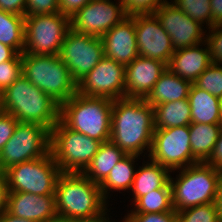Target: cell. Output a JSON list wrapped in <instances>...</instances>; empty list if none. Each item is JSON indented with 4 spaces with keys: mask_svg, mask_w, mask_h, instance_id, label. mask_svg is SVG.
Wrapping results in <instances>:
<instances>
[{
    "mask_svg": "<svg viewBox=\"0 0 222 222\" xmlns=\"http://www.w3.org/2000/svg\"><path fill=\"white\" fill-rule=\"evenodd\" d=\"M153 133V107L145 99L124 97L113 100L110 140L118 148L126 154L140 156L144 153L143 158L148 157Z\"/></svg>",
    "mask_w": 222,
    "mask_h": 222,
    "instance_id": "1",
    "label": "cell"
},
{
    "mask_svg": "<svg viewBox=\"0 0 222 222\" xmlns=\"http://www.w3.org/2000/svg\"><path fill=\"white\" fill-rule=\"evenodd\" d=\"M55 202L58 218L74 222L94 220L110 212L99 184L82 173L59 175L55 187Z\"/></svg>",
    "mask_w": 222,
    "mask_h": 222,
    "instance_id": "2",
    "label": "cell"
},
{
    "mask_svg": "<svg viewBox=\"0 0 222 222\" xmlns=\"http://www.w3.org/2000/svg\"><path fill=\"white\" fill-rule=\"evenodd\" d=\"M0 110L18 122H32L51 130L60 120V105L23 75L0 93Z\"/></svg>",
    "mask_w": 222,
    "mask_h": 222,
    "instance_id": "3",
    "label": "cell"
},
{
    "mask_svg": "<svg viewBox=\"0 0 222 222\" xmlns=\"http://www.w3.org/2000/svg\"><path fill=\"white\" fill-rule=\"evenodd\" d=\"M113 100L78 92L60 106V120L70 129L106 142L111 138Z\"/></svg>",
    "mask_w": 222,
    "mask_h": 222,
    "instance_id": "4",
    "label": "cell"
},
{
    "mask_svg": "<svg viewBox=\"0 0 222 222\" xmlns=\"http://www.w3.org/2000/svg\"><path fill=\"white\" fill-rule=\"evenodd\" d=\"M175 171L180 172L175 178L170 174L169 182L176 212L215 202L222 172L205 162Z\"/></svg>",
    "mask_w": 222,
    "mask_h": 222,
    "instance_id": "5",
    "label": "cell"
},
{
    "mask_svg": "<svg viewBox=\"0 0 222 222\" xmlns=\"http://www.w3.org/2000/svg\"><path fill=\"white\" fill-rule=\"evenodd\" d=\"M22 75L60 106L77 93V83L59 55L22 53Z\"/></svg>",
    "mask_w": 222,
    "mask_h": 222,
    "instance_id": "6",
    "label": "cell"
},
{
    "mask_svg": "<svg viewBox=\"0 0 222 222\" xmlns=\"http://www.w3.org/2000/svg\"><path fill=\"white\" fill-rule=\"evenodd\" d=\"M101 144L68 128L61 120L50 130V152L61 173H82Z\"/></svg>",
    "mask_w": 222,
    "mask_h": 222,
    "instance_id": "7",
    "label": "cell"
},
{
    "mask_svg": "<svg viewBox=\"0 0 222 222\" xmlns=\"http://www.w3.org/2000/svg\"><path fill=\"white\" fill-rule=\"evenodd\" d=\"M4 173L9 192L55 195L56 182L61 171L49 152L42 158L13 165Z\"/></svg>",
    "mask_w": 222,
    "mask_h": 222,
    "instance_id": "8",
    "label": "cell"
},
{
    "mask_svg": "<svg viewBox=\"0 0 222 222\" xmlns=\"http://www.w3.org/2000/svg\"><path fill=\"white\" fill-rule=\"evenodd\" d=\"M50 152V130L32 122H17L13 135L0 151V171L42 158Z\"/></svg>",
    "mask_w": 222,
    "mask_h": 222,
    "instance_id": "9",
    "label": "cell"
},
{
    "mask_svg": "<svg viewBox=\"0 0 222 222\" xmlns=\"http://www.w3.org/2000/svg\"><path fill=\"white\" fill-rule=\"evenodd\" d=\"M70 18L60 12L25 16V53L59 55Z\"/></svg>",
    "mask_w": 222,
    "mask_h": 222,
    "instance_id": "10",
    "label": "cell"
},
{
    "mask_svg": "<svg viewBox=\"0 0 222 222\" xmlns=\"http://www.w3.org/2000/svg\"><path fill=\"white\" fill-rule=\"evenodd\" d=\"M148 158L171 173L199 163L192 155L189 126L154 129Z\"/></svg>",
    "mask_w": 222,
    "mask_h": 222,
    "instance_id": "11",
    "label": "cell"
},
{
    "mask_svg": "<svg viewBox=\"0 0 222 222\" xmlns=\"http://www.w3.org/2000/svg\"><path fill=\"white\" fill-rule=\"evenodd\" d=\"M71 77L78 83L104 57L101 37L87 35L69 29L59 52Z\"/></svg>",
    "mask_w": 222,
    "mask_h": 222,
    "instance_id": "12",
    "label": "cell"
},
{
    "mask_svg": "<svg viewBox=\"0 0 222 222\" xmlns=\"http://www.w3.org/2000/svg\"><path fill=\"white\" fill-rule=\"evenodd\" d=\"M125 66L103 57L98 64L77 83V92L87 97L116 100L125 97Z\"/></svg>",
    "mask_w": 222,
    "mask_h": 222,
    "instance_id": "13",
    "label": "cell"
},
{
    "mask_svg": "<svg viewBox=\"0 0 222 222\" xmlns=\"http://www.w3.org/2000/svg\"><path fill=\"white\" fill-rule=\"evenodd\" d=\"M126 17L121 0L115 3L112 0H91L70 17V28L79 33L102 37Z\"/></svg>",
    "mask_w": 222,
    "mask_h": 222,
    "instance_id": "14",
    "label": "cell"
},
{
    "mask_svg": "<svg viewBox=\"0 0 222 222\" xmlns=\"http://www.w3.org/2000/svg\"><path fill=\"white\" fill-rule=\"evenodd\" d=\"M154 14L171 37L175 51L206 41L205 27L171 2H164L155 10Z\"/></svg>",
    "mask_w": 222,
    "mask_h": 222,
    "instance_id": "15",
    "label": "cell"
},
{
    "mask_svg": "<svg viewBox=\"0 0 222 222\" xmlns=\"http://www.w3.org/2000/svg\"><path fill=\"white\" fill-rule=\"evenodd\" d=\"M135 31L138 54L169 64L175 52L171 37L155 14H136Z\"/></svg>",
    "mask_w": 222,
    "mask_h": 222,
    "instance_id": "16",
    "label": "cell"
},
{
    "mask_svg": "<svg viewBox=\"0 0 222 222\" xmlns=\"http://www.w3.org/2000/svg\"><path fill=\"white\" fill-rule=\"evenodd\" d=\"M104 56L127 66L138 54L135 15L127 16L102 37Z\"/></svg>",
    "mask_w": 222,
    "mask_h": 222,
    "instance_id": "17",
    "label": "cell"
},
{
    "mask_svg": "<svg viewBox=\"0 0 222 222\" xmlns=\"http://www.w3.org/2000/svg\"><path fill=\"white\" fill-rule=\"evenodd\" d=\"M166 69L161 61L137 56L125 66V97L145 99Z\"/></svg>",
    "mask_w": 222,
    "mask_h": 222,
    "instance_id": "18",
    "label": "cell"
},
{
    "mask_svg": "<svg viewBox=\"0 0 222 222\" xmlns=\"http://www.w3.org/2000/svg\"><path fill=\"white\" fill-rule=\"evenodd\" d=\"M6 211L35 222H50L58 218L55 195L9 192Z\"/></svg>",
    "mask_w": 222,
    "mask_h": 222,
    "instance_id": "19",
    "label": "cell"
},
{
    "mask_svg": "<svg viewBox=\"0 0 222 222\" xmlns=\"http://www.w3.org/2000/svg\"><path fill=\"white\" fill-rule=\"evenodd\" d=\"M211 63L210 48L207 41H204L176 50L171 56L167 68L180 78L193 83Z\"/></svg>",
    "mask_w": 222,
    "mask_h": 222,
    "instance_id": "20",
    "label": "cell"
},
{
    "mask_svg": "<svg viewBox=\"0 0 222 222\" xmlns=\"http://www.w3.org/2000/svg\"><path fill=\"white\" fill-rule=\"evenodd\" d=\"M191 85L190 81L180 78L167 68L145 101L153 107L166 102L187 99Z\"/></svg>",
    "mask_w": 222,
    "mask_h": 222,
    "instance_id": "21",
    "label": "cell"
},
{
    "mask_svg": "<svg viewBox=\"0 0 222 222\" xmlns=\"http://www.w3.org/2000/svg\"><path fill=\"white\" fill-rule=\"evenodd\" d=\"M144 162V163H143ZM142 167L139 166L135 172L134 181L130 190L133 193L132 204L143 195L162 188L170 179L172 174L167 168L151 159L143 160ZM146 163V164H145Z\"/></svg>",
    "mask_w": 222,
    "mask_h": 222,
    "instance_id": "22",
    "label": "cell"
},
{
    "mask_svg": "<svg viewBox=\"0 0 222 222\" xmlns=\"http://www.w3.org/2000/svg\"><path fill=\"white\" fill-rule=\"evenodd\" d=\"M187 99L191 107V123H220L222 115L220 98L196 87L192 83Z\"/></svg>",
    "mask_w": 222,
    "mask_h": 222,
    "instance_id": "23",
    "label": "cell"
},
{
    "mask_svg": "<svg viewBox=\"0 0 222 222\" xmlns=\"http://www.w3.org/2000/svg\"><path fill=\"white\" fill-rule=\"evenodd\" d=\"M140 156L127 154L109 172L108 176L99 184L103 198L109 202L113 191L131 190L136 172L135 162ZM111 191V192H110Z\"/></svg>",
    "mask_w": 222,
    "mask_h": 222,
    "instance_id": "24",
    "label": "cell"
},
{
    "mask_svg": "<svg viewBox=\"0 0 222 222\" xmlns=\"http://www.w3.org/2000/svg\"><path fill=\"white\" fill-rule=\"evenodd\" d=\"M127 154L118 148L111 140L103 142L90 164L82 172L92 182L100 184L111 169Z\"/></svg>",
    "mask_w": 222,
    "mask_h": 222,
    "instance_id": "25",
    "label": "cell"
},
{
    "mask_svg": "<svg viewBox=\"0 0 222 222\" xmlns=\"http://www.w3.org/2000/svg\"><path fill=\"white\" fill-rule=\"evenodd\" d=\"M154 129L189 126L191 107L188 99L153 106Z\"/></svg>",
    "mask_w": 222,
    "mask_h": 222,
    "instance_id": "26",
    "label": "cell"
},
{
    "mask_svg": "<svg viewBox=\"0 0 222 222\" xmlns=\"http://www.w3.org/2000/svg\"><path fill=\"white\" fill-rule=\"evenodd\" d=\"M219 124L191 123L189 125L192 155L198 162H206L220 134Z\"/></svg>",
    "mask_w": 222,
    "mask_h": 222,
    "instance_id": "27",
    "label": "cell"
},
{
    "mask_svg": "<svg viewBox=\"0 0 222 222\" xmlns=\"http://www.w3.org/2000/svg\"><path fill=\"white\" fill-rule=\"evenodd\" d=\"M0 42L22 54L25 45V16L0 9Z\"/></svg>",
    "mask_w": 222,
    "mask_h": 222,
    "instance_id": "28",
    "label": "cell"
},
{
    "mask_svg": "<svg viewBox=\"0 0 222 222\" xmlns=\"http://www.w3.org/2000/svg\"><path fill=\"white\" fill-rule=\"evenodd\" d=\"M134 205V207H133ZM130 213H161L173 211L172 190L168 181L162 188L140 196L133 204Z\"/></svg>",
    "mask_w": 222,
    "mask_h": 222,
    "instance_id": "29",
    "label": "cell"
},
{
    "mask_svg": "<svg viewBox=\"0 0 222 222\" xmlns=\"http://www.w3.org/2000/svg\"><path fill=\"white\" fill-rule=\"evenodd\" d=\"M170 1L177 8H179L188 16H190L194 21H197L202 26L206 25L205 28L210 29L215 26L211 15L210 0H170Z\"/></svg>",
    "mask_w": 222,
    "mask_h": 222,
    "instance_id": "30",
    "label": "cell"
},
{
    "mask_svg": "<svg viewBox=\"0 0 222 222\" xmlns=\"http://www.w3.org/2000/svg\"><path fill=\"white\" fill-rule=\"evenodd\" d=\"M193 84L221 99L222 65L211 63L209 67L193 82Z\"/></svg>",
    "mask_w": 222,
    "mask_h": 222,
    "instance_id": "31",
    "label": "cell"
},
{
    "mask_svg": "<svg viewBox=\"0 0 222 222\" xmlns=\"http://www.w3.org/2000/svg\"><path fill=\"white\" fill-rule=\"evenodd\" d=\"M177 222H220L215 203H208L177 212Z\"/></svg>",
    "mask_w": 222,
    "mask_h": 222,
    "instance_id": "32",
    "label": "cell"
},
{
    "mask_svg": "<svg viewBox=\"0 0 222 222\" xmlns=\"http://www.w3.org/2000/svg\"><path fill=\"white\" fill-rule=\"evenodd\" d=\"M22 54H16L11 60L0 63V93L22 75Z\"/></svg>",
    "mask_w": 222,
    "mask_h": 222,
    "instance_id": "33",
    "label": "cell"
},
{
    "mask_svg": "<svg viewBox=\"0 0 222 222\" xmlns=\"http://www.w3.org/2000/svg\"><path fill=\"white\" fill-rule=\"evenodd\" d=\"M127 16L154 14L155 10L167 0H121Z\"/></svg>",
    "mask_w": 222,
    "mask_h": 222,
    "instance_id": "34",
    "label": "cell"
},
{
    "mask_svg": "<svg viewBox=\"0 0 222 222\" xmlns=\"http://www.w3.org/2000/svg\"><path fill=\"white\" fill-rule=\"evenodd\" d=\"M121 222H177V212L127 213Z\"/></svg>",
    "mask_w": 222,
    "mask_h": 222,
    "instance_id": "35",
    "label": "cell"
},
{
    "mask_svg": "<svg viewBox=\"0 0 222 222\" xmlns=\"http://www.w3.org/2000/svg\"><path fill=\"white\" fill-rule=\"evenodd\" d=\"M206 41L210 48L211 62L222 65V25L207 29Z\"/></svg>",
    "mask_w": 222,
    "mask_h": 222,
    "instance_id": "36",
    "label": "cell"
},
{
    "mask_svg": "<svg viewBox=\"0 0 222 222\" xmlns=\"http://www.w3.org/2000/svg\"><path fill=\"white\" fill-rule=\"evenodd\" d=\"M59 12V0H26L25 16Z\"/></svg>",
    "mask_w": 222,
    "mask_h": 222,
    "instance_id": "37",
    "label": "cell"
},
{
    "mask_svg": "<svg viewBox=\"0 0 222 222\" xmlns=\"http://www.w3.org/2000/svg\"><path fill=\"white\" fill-rule=\"evenodd\" d=\"M17 122L12 114L0 110V151L13 135Z\"/></svg>",
    "mask_w": 222,
    "mask_h": 222,
    "instance_id": "38",
    "label": "cell"
},
{
    "mask_svg": "<svg viewBox=\"0 0 222 222\" xmlns=\"http://www.w3.org/2000/svg\"><path fill=\"white\" fill-rule=\"evenodd\" d=\"M90 1L91 0H59V12L70 18Z\"/></svg>",
    "mask_w": 222,
    "mask_h": 222,
    "instance_id": "39",
    "label": "cell"
},
{
    "mask_svg": "<svg viewBox=\"0 0 222 222\" xmlns=\"http://www.w3.org/2000/svg\"><path fill=\"white\" fill-rule=\"evenodd\" d=\"M0 9L12 14L25 16L26 0H0Z\"/></svg>",
    "mask_w": 222,
    "mask_h": 222,
    "instance_id": "40",
    "label": "cell"
},
{
    "mask_svg": "<svg viewBox=\"0 0 222 222\" xmlns=\"http://www.w3.org/2000/svg\"><path fill=\"white\" fill-rule=\"evenodd\" d=\"M205 163L222 172V132H220L213 151Z\"/></svg>",
    "mask_w": 222,
    "mask_h": 222,
    "instance_id": "41",
    "label": "cell"
},
{
    "mask_svg": "<svg viewBox=\"0 0 222 222\" xmlns=\"http://www.w3.org/2000/svg\"><path fill=\"white\" fill-rule=\"evenodd\" d=\"M9 188L5 173L0 171V215L6 211Z\"/></svg>",
    "mask_w": 222,
    "mask_h": 222,
    "instance_id": "42",
    "label": "cell"
},
{
    "mask_svg": "<svg viewBox=\"0 0 222 222\" xmlns=\"http://www.w3.org/2000/svg\"><path fill=\"white\" fill-rule=\"evenodd\" d=\"M211 15L215 25H222V0H210Z\"/></svg>",
    "mask_w": 222,
    "mask_h": 222,
    "instance_id": "43",
    "label": "cell"
},
{
    "mask_svg": "<svg viewBox=\"0 0 222 222\" xmlns=\"http://www.w3.org/2000/svg\"><path fill=\"white\" fill-rule=\"evenodd\" d=\"M17 52L12 48L0 42V63L11 60Z\"/></svg>",
    "mask_w": 222,
    "mask_h": 222,
    "instance_id": "44",
    "label": "cell"
},
{
    "mask_svg": "<svg viewBox=\"0 0 222 222\" xmlns=\"http://www.w3.org/2000/svg\"><path fill=\"white\" fill-rule=\"evenodd\" d=\"M214 203L218 213L219 221L222 222V176L219 181L218 192Z\"/></svg>",
    "mask_w": 222,
    "mask_h": 222,
    "instance_id": "45",
    "label": "cell"
},
{
    "mask_svg": "<svg viewBox=\"0 0 222 222\" xmlns=\"http://www.w3.org/2000/svg\"><path fill=\"white\" fill-rule=\"evenodd\" d=\"M0 222H35V221L19 218L5 211L0 215Z\"/></svg>",
    "mask_w": 222,
    "mask_h": 222,
    "instance_id": "46",
    "label": "cell"
},
{
    "mask_svg": "<svg viewBox=\"0 0 222 222\" xmlns=\"http://www.w3.org/2000/svg\"><path fill=\"white\" fill-rule=\"evenodd\" d=\"M112 218H109V215H108V212L100 217V218H97V219H94V220H89V221H81V222H115L114 220H110Z\"/></svg>",
    "mask_w": 222,
    "mask_h": 222,
    "instance_id": "47",
    "label": "cell"
},
{
    "mask_svg": "<svg viewBox=\"0 0 222 222\" xmlns=\"http://www.w3.org/2000/svg\"><path fill=\"white\" fill-rule=\"evenodd\" d=\"M50 222H74V221H70V220H66V219H61V218H56Z\"/></svg>",
    "mask_w": 222,
    "mask_h": 222,
    "instance_id": "48",
    "label": "cell"
},
{
    "mask_svg": "<svg viewBox=\"0 0 222 222\" xmlns=\"http://www.w3.org/2000/svg\"><path fill=\"white\" fill-rule=\"evenodd\" d=\"M219 126H220V131L222 132V115H221V118H220Z\"/></svg>",
    "mask_w": 222,
    "mask_h": 222,
    "instance_id": "49",
    "label": "cell"
},
{
    "mask_svg": "<svg viewBox=\"0 0 222 222\" xmlns=\"http://www.w3.org/2000/svg\"><path fill=\"white\" fill-rule=\"evenodd\" d=\"M220 102H221V114H222V98L220 99Z\"/></svg>",
    "mask_w": 222,
    "mask_h": 222,
    "instance_id": "50",
    "label": "cell"
}]
</instances>
